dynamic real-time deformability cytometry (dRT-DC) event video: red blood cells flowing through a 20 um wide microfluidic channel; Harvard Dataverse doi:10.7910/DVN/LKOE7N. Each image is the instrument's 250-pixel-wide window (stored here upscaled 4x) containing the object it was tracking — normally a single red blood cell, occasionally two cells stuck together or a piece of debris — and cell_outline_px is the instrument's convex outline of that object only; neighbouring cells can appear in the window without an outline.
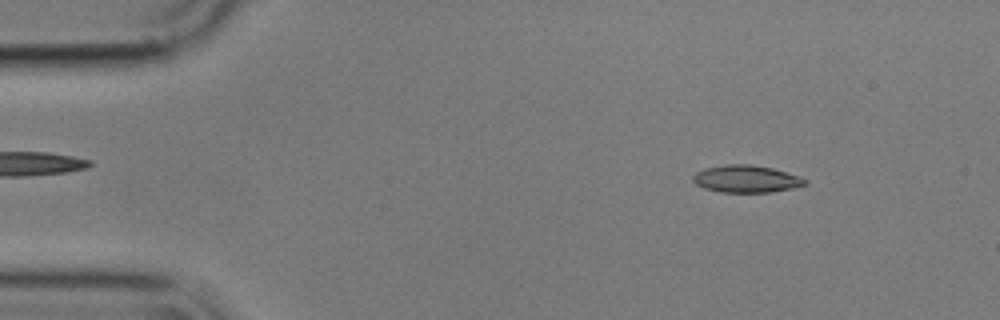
{"species": "common noctule bat (a hibernating species)", "species_latin": "Nyctalus noctula", "temperature_condition": "cold", "stored_images_in_passage": 53, "camera_frame_rate_fps": 3000, "um_per_image_px": 0.085, "animal": {"sex": "male", "body_mass_g": 17.9}, "frame": {"image": 1, "passage_image": 5, "time_ms": 1.333, "image_size_px": [1000, 320], "cell_outline_px": [[808, 180], [804, 184], [792, 188], [772, 192], [720, 192], [704, 188], [696, 184], [692, 180], [692, 176], [696, 172], [704, 168], [728, 164], [752, 164], [772, 168], [800, 176]], "centroid_in_image_um": [63.41, 15.2], "position_along_channel_um": 21.6, "area_um2": 17.8}}
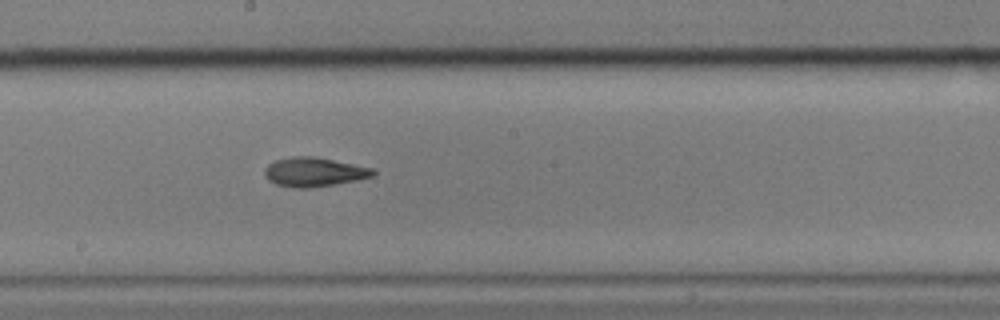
{"frame": {"image": 2, "passage_image": 28, "time_ms": 9.0, "image_size_px": [1000, 320], "cell_outline_px": [[376, 172], [372, 176], [356, 180], [308, 188], [296, 188], [276, 184], [268, 180], [264, 176], [264, 168], [268, 164], [276, 160], [292, 156], [316, 156], [376, 168]], "centroid_in_image_um": [26.7, 14.6], "position_along_channel_um": 221.5, "area_um2": 18.55}}
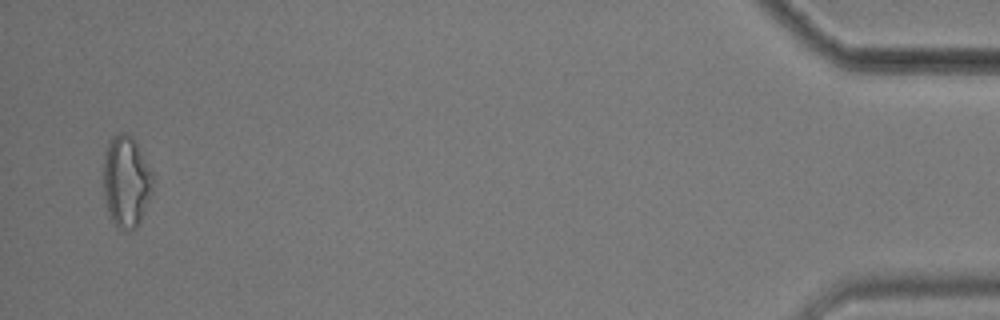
{"frame": {"image": 3, "passage_image": 52, "time_ms": 17.0, "image_size_px": [1000, 320], "cell_outline_px": [[156, 184], [152, 196], [136, 228], [132, 232], [124, 232], [112, 220], [104, 196], [104, 156], [108, 140], [112, 136], [120, 132], [124, 132], [132, 136], [136, 140], [152, 172]], "centroid_in_image_um": [10.77, 15.41], "position_along_channel_um": 424.4, "area_um2": 26.93}, "authors_computed_cell_mechanics": {"area_um2": 18.4382, "velocity_mm_per_s": 3.5802, "shape_relaxation_time_tau1_ms": 4.6133, "shape_relaxation_time_tau2_ms": 5.7526, "deformation_change_tau1": 0.1244, "deformation_change_tau2": 0.1481}}